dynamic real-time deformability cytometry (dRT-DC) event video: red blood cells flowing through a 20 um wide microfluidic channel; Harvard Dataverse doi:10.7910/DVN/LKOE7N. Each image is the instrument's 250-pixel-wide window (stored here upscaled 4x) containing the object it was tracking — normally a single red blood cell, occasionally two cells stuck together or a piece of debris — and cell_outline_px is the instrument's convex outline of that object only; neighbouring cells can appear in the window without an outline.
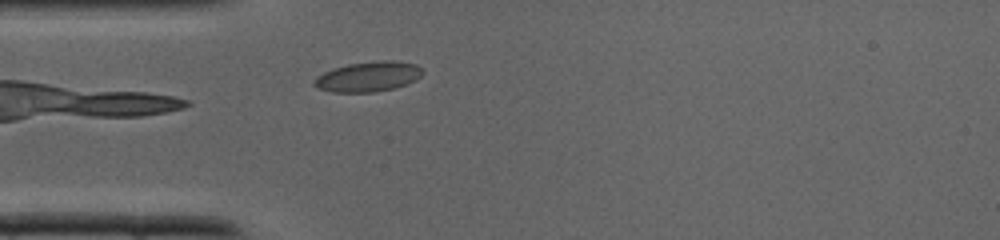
{"species": "common noctule bat (a hibernating species)", "species_latin": "Nyctalus noctula", "temperature_condition": "cold", "stored_images_in_passage": 17, "camera_frame_rate_fps": 3000, "um_per_image_px": 0.085, "animal": {"sex": "male", "body_mass_g": 19.0, "forearm_length_mm": 50.8}, "frame": {"image": 1, "passage_image": 1, "time_ms": 0.0, "image_size_px": [1000, 240], "cell_outline_px": [[424, 72], [416, 80], [408, 84], [396, 88], [372, 92], [332, 92], [316, 88], [312, 84], [312, 80], [316, 76], [332, 68], [348, 64], [380, 60], [392, 60], [416, 64], [424, 68]], "centroid_in_image_um": [31.3, 6.51], "position_along_channel_um": 53.7, "area_um2": 19.36}}
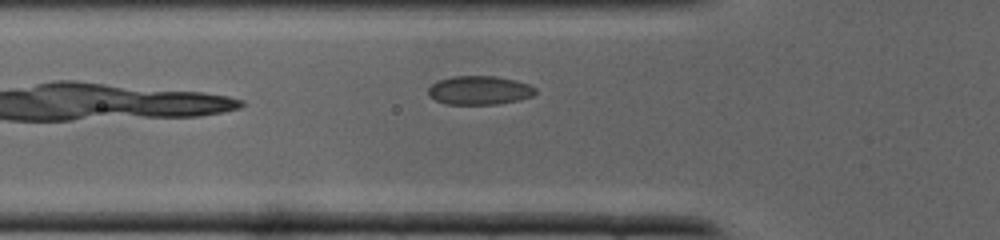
{"frame": {"image": 2, "passage_image": 3, "time_ms": 0.667, "image_size_px": [1000, 240], "cell_outline_px": [[536, 92], [532, 96], [520, 100], [496, 104], [448, 104], [436, 100], [428, 92], [428, 88], [432, 84], [440, 80], [452, 76], [496, 76], [528, 84], [536, 88]], "centroid_in_image_um": [40.77, 7.67], "position_along_channel_um": 85.0, "area_um2": 17.74}}